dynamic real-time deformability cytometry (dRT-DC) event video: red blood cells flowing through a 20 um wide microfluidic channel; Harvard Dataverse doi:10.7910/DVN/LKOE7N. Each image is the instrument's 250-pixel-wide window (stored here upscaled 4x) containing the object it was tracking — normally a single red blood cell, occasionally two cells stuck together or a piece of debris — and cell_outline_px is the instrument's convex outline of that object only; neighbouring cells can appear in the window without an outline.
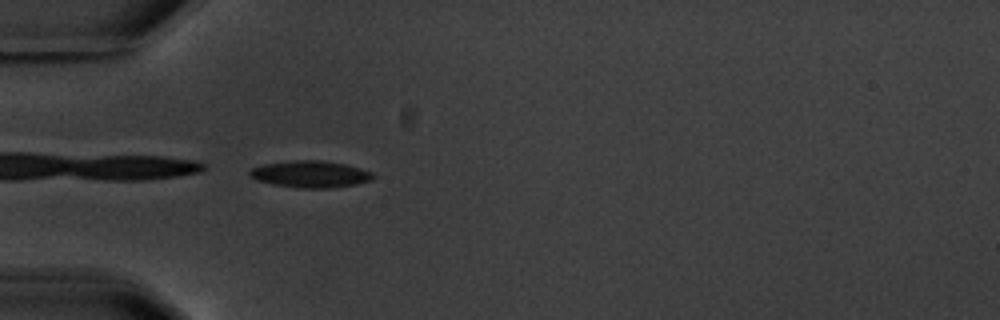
{"species": "common noctule bat (a hibernating species)", "species_latin": "Nyctalus noctula", "temperature_condition": "warm", "stored_images_in_passage": 4, "camera_frame_rate_fps": 3000, "um_per_image_px": 0.085, "animal": {"sex": "male", "body_mass_g": 20.1, "forearm_length_mm": 53.5}, "frame": {"image": 1, "passage_image": 4, "time_ms": 3.333, "image_size_px": [1000, 320], "cell_outline_px": [[376, 176], [372, 180], [356, 184], [328, 188], [300, 188], [272, 184], [256, 180], [248, 176], [248, 172], [252, 168], [264, 164], [296, 160], [320, 160], [344, 164], [360, 168], [372, 172]], "centroid_in_image_um": [26.38, 14.81], "position_along_channel_um": 58.6, "area_um2": 19.25}}